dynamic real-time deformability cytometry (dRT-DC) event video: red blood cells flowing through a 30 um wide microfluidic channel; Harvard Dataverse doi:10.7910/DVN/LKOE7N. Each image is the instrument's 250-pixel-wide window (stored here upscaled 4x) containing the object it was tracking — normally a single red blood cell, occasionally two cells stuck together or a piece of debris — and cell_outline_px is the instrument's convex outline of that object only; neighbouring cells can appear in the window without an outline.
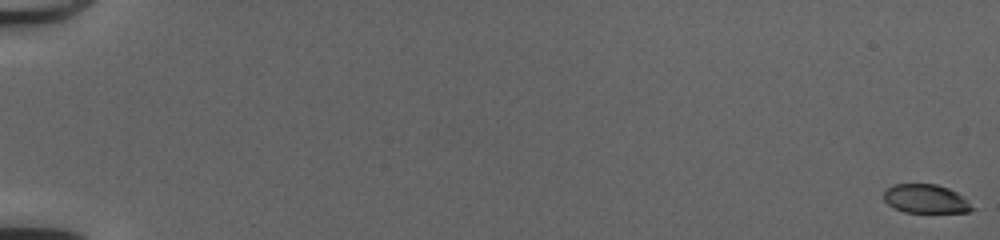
{"species": "common noctule bat (a hibernating species)", "species_latin": "Nyctalus noctula", "temperature_condition": "cold", "stored_images_in_passage": 52, "camera_frame_rate_fps": 3000, "um_per_image_px": 0.085, "animal": {"sex": "female", "body_mass_g": 20.0, "forearm_length_mm": 54.0}, "frame": {"image": 1, "passage_image": 1, "time_ms": 0.0, "image_size_px": [1000, 240], "cell_outline_px": [[976, 208], [968, 212], [904, 212], [888, 204], [884, 200], [884, 192], [892, 184], [936, 184], [948, 188], [956, 192]], "centroid_in_image_um": [78.69, 16.9], "position_along_channel_um": 6.3, "area_um2": 14.68}}
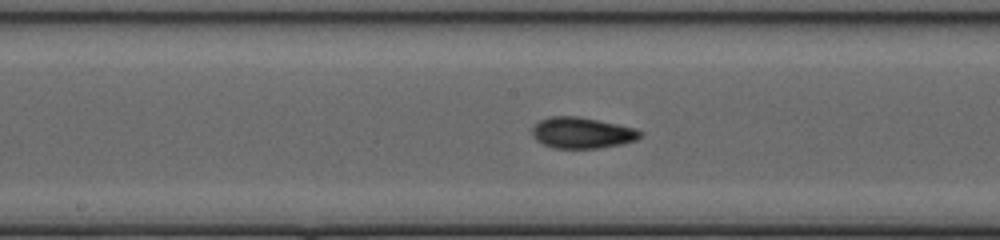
{"frame": {"image": 2, "passage_image": 30, "time_ms": 9.667, "image_size_px": [1000, 240], "cell_outline_px": [[644, 132], [636, 140], [620, 144], [596, 148], [552, 148], [536, 140], [532, 136], [532, 128], [540, 120], [548, 116], [580, 116], [636, 128]], "centroid_in_image_um": [49.46, 11.28], "position_along_channel_um": 198.7, "area_um2": 19.59}}
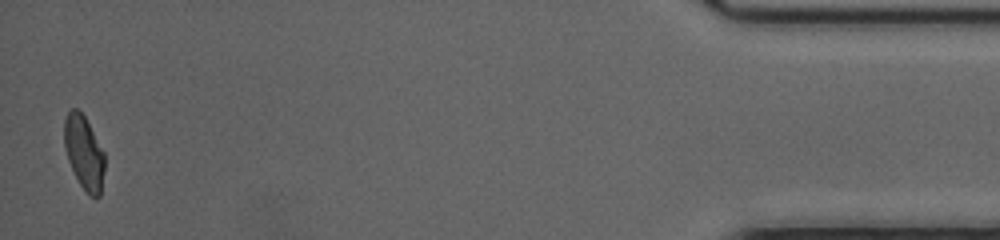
{"frame": {"image": 3, "passage_image": 52, "time_ms": 17.0, "image_size_px": [1000, 240], "cell_outline_px": [[104, 172], [100, 196], [88, 196], [80, 184], [68, 160], [64, 144], [64, 120], [68, 112], [72, 108], [76, 108], [84, 116], [104, 152]], "centroid_in_image_um": [7.14, 12.98], "position_along_channel_um": 428.1, "area_um2": 17.11}, "authors_computed_cell_mechanics": {"area_um2": 17.8024, "velocity_mm_per_s": 4.18, "shape_relaxation_time_tau1_ms": 5.7473, "shape_relaxation_time_tau2_ms": 1.2833, "deformation_change_tau1": 0.1691, "deformation_change_tau2": 0.0652}}